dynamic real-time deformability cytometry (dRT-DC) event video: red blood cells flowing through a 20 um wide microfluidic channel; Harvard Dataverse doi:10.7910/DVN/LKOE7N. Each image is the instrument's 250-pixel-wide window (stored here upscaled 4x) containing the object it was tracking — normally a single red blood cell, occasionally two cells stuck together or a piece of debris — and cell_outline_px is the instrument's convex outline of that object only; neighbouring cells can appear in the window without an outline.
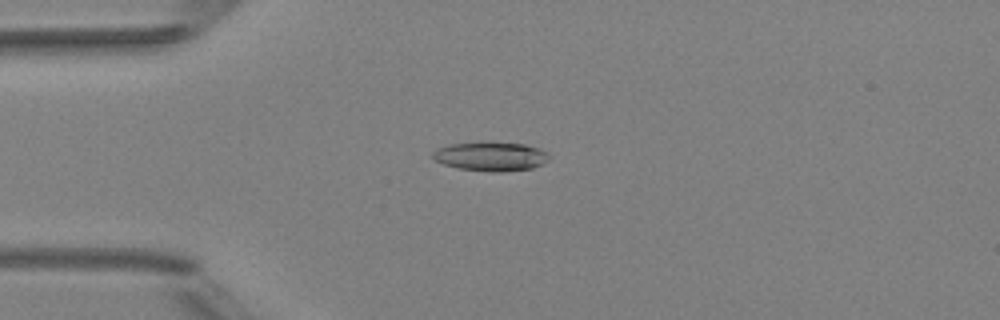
{"species": "Egyptian fruit bat (a non-hibernating species)", "species_latin": "Rousettus aegyptiacus", "temperature_condition": "room temperature", "stored_images_in_passage": 5, "camera_frame_rate_fps": 3000, "um_per_image_px": 0.085, "animal": {"sex": "female"}, "frame": {"image": 1, "passage_image": 3, "time_ms": 3.0, "image_size_px": [1000, 320], "cell_outline_px": [[548, 160], [532, 168], [500, 172], [460, 168], [444, 164], [436, 160], [432, 156], [432, 152], [436, 148], [448, 144], [484, 140], [488, 140], [524, 144], [540, 148], [548, 156]], "centroid_in_image_um": [41.67, 13.24], "position_along_channel_um": 43.3, "area_um2": 19.94}}
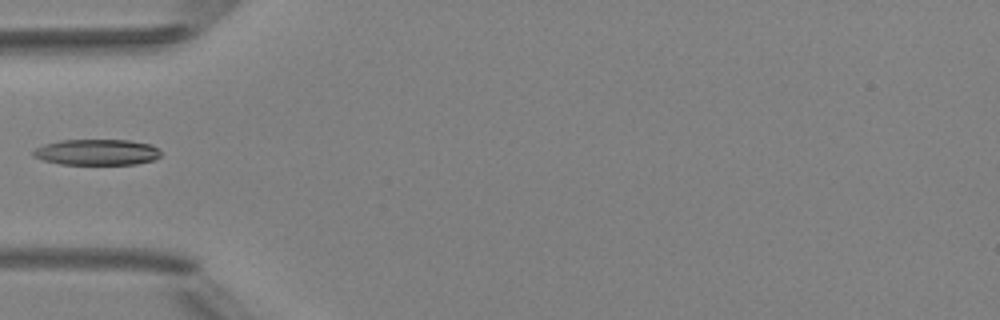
{"frame": {"image": 2, "passage_image": 4, "time_ms": 4.333, "image_size_px": [1000, 320], "cell_outline_px": [[160, 156], [152, 160], [136, 164], [60, 164], [44, 160], [32, 156], [32, 152], [36, 148], [44, 144], [60, 140], [128, 140], [152, 144], [160, 148]], "centroid_in_image_um": [8.25, 12.93], "position_along_channel_um": 76.8, "area_um2": 19.31}}
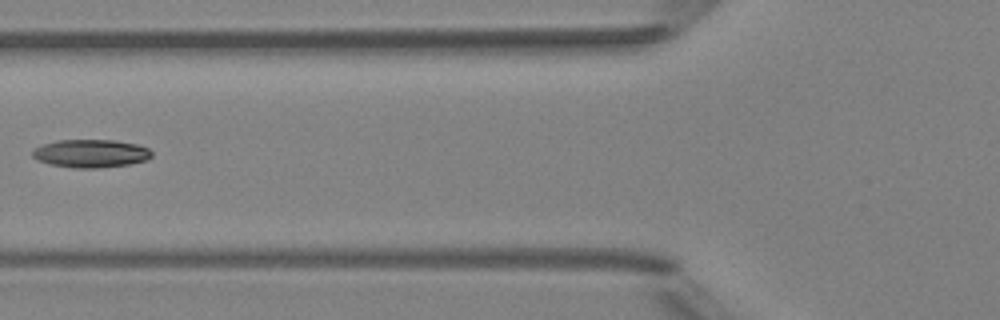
{"frame": {"image": 3, "passage_image": 5, "time_ms": 5.333, "image_size_px": [1000, 320], "cell_outline_px": [[152, 156], [148, 160], [128, 164], [96, 168], [72, 168], [52, 164], [40, 160], [32, 156], [32, 152], [36, 148], [44, 144], [56, 140], [116, 140], [136, 144], [148, 148], [152, 152]], "centroid_in_image_um": [7.76, 13.04], "position_along_channel_um": 118.0, "area_um2": 19.36}}